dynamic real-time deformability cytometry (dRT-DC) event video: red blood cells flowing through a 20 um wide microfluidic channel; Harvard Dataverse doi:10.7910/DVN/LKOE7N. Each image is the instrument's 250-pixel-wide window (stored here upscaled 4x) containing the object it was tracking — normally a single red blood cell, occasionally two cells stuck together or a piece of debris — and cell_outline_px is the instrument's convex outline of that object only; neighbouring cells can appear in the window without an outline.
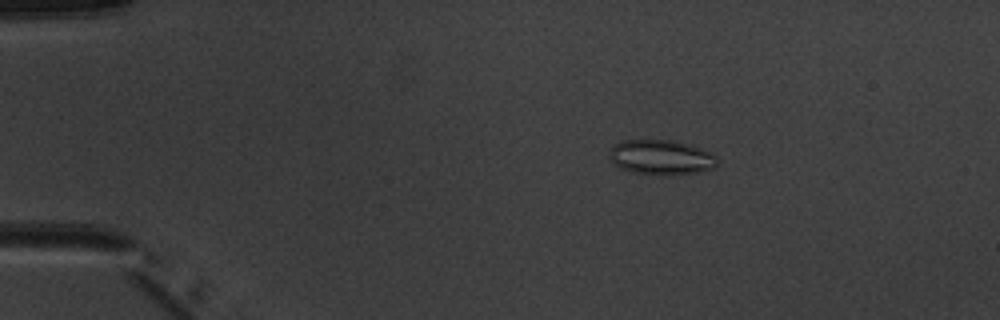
{"species": "common noctule bat (a hibernating species)", "species_latin": "Nyctalus noctula", "temperature_condition": "warm", "stored_images_in_passage": 4, "camera_frame_rate_fps": 3000, "um_per_image_px": 0.085, "animal": {"sex": "male", "body_mass_g": 20.1, "forearm_length_mm": 53.5}, "frame": {"image": 1, "passage_image": 3, "time_ms": 2.667, "image_size_px": [1000, 320], "cell_outline_px": [[716, 164], [712, 168], [700, 172], [664, 176], [632, 172], [620, 168], [612, 164], [612, 148], [616, 144], [624, 140], [672, 140], [692, 144], [712, 152], [716, 156]], "centroid_in_image_um": [56.25, 13.38], "position_along_channel_um": 28.8, "area_um2": 22.02}}